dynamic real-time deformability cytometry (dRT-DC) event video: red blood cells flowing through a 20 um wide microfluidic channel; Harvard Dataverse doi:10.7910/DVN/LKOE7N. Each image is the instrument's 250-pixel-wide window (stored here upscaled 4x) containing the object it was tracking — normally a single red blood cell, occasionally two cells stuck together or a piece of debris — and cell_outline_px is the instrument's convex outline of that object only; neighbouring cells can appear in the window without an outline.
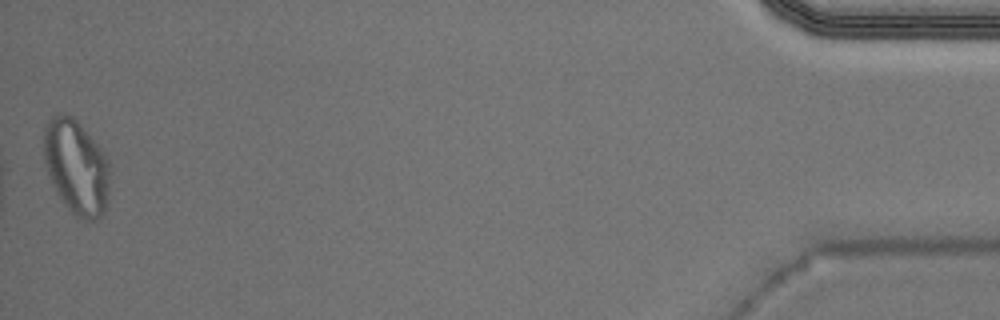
{"species": "Egyptian fruit bat (a non-hibernating species)", "species_latin": "Rousettus aegyptiacus", "temperature_condition": "warm", "stored_images_in_passage": 37, "camera_frame_rate_fps": 3000, "um_per_image_px": 0.085, "animal": {"sex": "male"}, "frame": {"image": 1, "passage_image": 37, "time_ms": 12.0, "image_size_px": [1000, 320], "cell_outline_px": [[108, 192], [104, 212], [96, 220], [84, 220], [76, 216], [64, 204], [56, 192], [52, 184], [44, 160], [44, 128], [48, 120], [56, 112], [72, 116], [76, 120], [104, 152], [108, 160]], "centroid_in_image_um": [6.46, 14.18], "position_along_channel_um": 428.7, "area_um2": 36.13}, "authors_computed_cell_mechanics": {"area_um2": 20.1144, "velocity_mm_per_s": 3.9523, "shape_relaxation_time_tau1_ms": null, "shape_relaxation_time_tau2_ms": 2.1525, "deformation_change_tau1": null, "deformation_change_tau2": 0.0711}}